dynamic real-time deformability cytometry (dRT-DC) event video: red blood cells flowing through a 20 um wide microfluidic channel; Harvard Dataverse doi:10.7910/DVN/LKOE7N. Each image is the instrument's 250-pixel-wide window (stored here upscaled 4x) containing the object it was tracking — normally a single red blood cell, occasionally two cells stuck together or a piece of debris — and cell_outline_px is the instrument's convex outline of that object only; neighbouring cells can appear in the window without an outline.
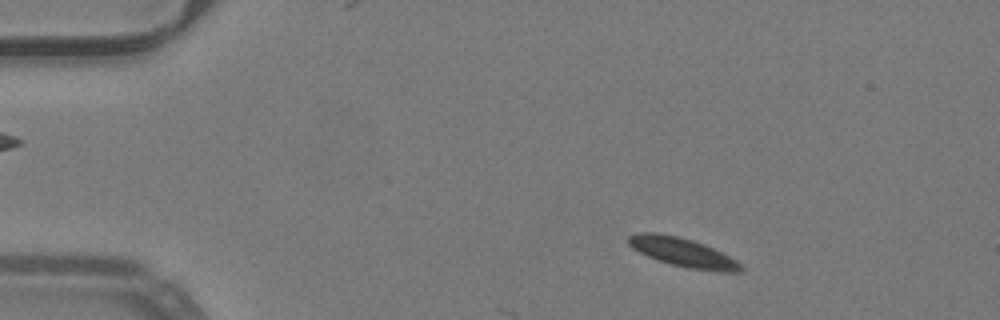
{"species": "common noctule bat (a hibernating species)", "species_latin": "Nyctalus noctula", "temperature_condition": "warm", "stored_images_in_passage": 10, "camera_frame_rate_fps": 3000, "um_per_image_px": 0.085, "animal": {"sex": "male", "body_mass_g": 19.2, "forearm_length_mm": 51.8}, "frame": {"image": 1, "passage_image": 7, "time_ms": 2.0, "image_size_px": [1000, 320], "cell_outline_px": [[744, 268], [740, 272], [720, 272], [688, 268], [672, 264], [648, 256], [632, 248], [628, 244], [628, 236], [640, 232], [656, 232], [676, 236], [692, 240], [704, 244], [736, 260]], "centroid_in_image_um": [58.03, 21.45], "position_along_channel_um": 27.0, "area_um2": 18.67}}